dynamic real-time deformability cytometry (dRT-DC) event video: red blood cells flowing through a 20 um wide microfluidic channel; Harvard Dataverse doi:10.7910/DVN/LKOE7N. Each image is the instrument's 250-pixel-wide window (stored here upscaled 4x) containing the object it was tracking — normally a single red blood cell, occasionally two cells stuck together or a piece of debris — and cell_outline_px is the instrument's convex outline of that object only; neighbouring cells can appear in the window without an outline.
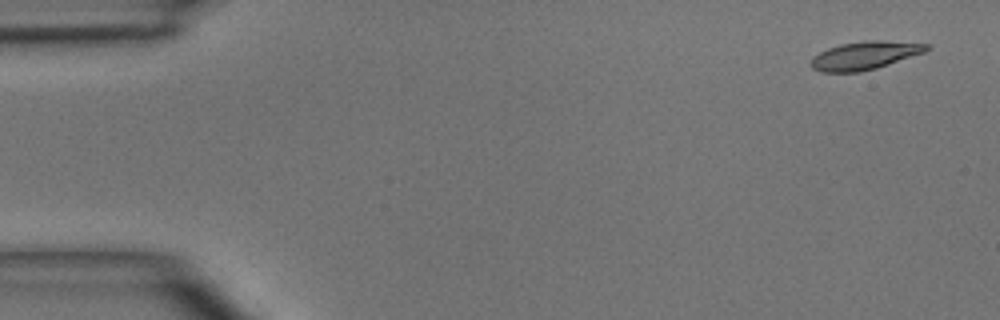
{"species": "common noctule bat (a hibernating species)", "species_latin": "Nyctalus noctula", "temperature_condition": "room temperature", "stored_images_in_passage": 1, "camera_frame_rate_fps": 3000, "um_per_image_px": 0.085, "animal": {"sex": "male", "body_mass_g": 15.6}, "frame": {"image": 1, "passage_image": 1, "time_ms": 0.0, "image_size_px": [1000, 320], "cell_outline_px": [[928, 48], [924, 52], [876, 68], [860, 72], [820, 72], [812, 68], [808, 64], [812, 56], [828, 48], [840, 44], [864, 40], [880, 40], [928, 44]], "centroid_in_image_um": [73.42, 4.72], "position_along_channel_um": 11.6, "area_um2": 18.9}}